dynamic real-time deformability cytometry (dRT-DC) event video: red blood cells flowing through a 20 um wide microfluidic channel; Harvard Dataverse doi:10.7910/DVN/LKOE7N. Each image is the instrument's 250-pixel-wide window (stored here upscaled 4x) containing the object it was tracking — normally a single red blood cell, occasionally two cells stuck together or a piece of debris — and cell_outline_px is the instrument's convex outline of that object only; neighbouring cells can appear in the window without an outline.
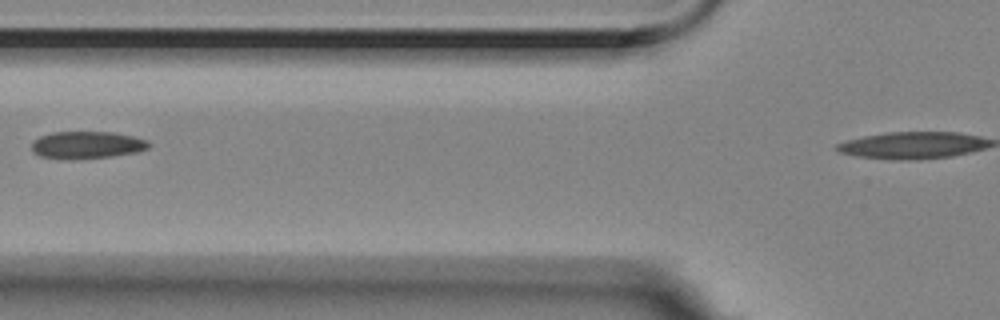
{"species": "Egyptian fruit bat (a non-hibernating species)", "species_latin": "Rousettus aegyptiacus", "temperature_condition": "room temperature", "stored_images_in_passage": 3, "segment_of_instrument_passage": [1, 2], "camera_frame_rate_fps": 3000, "um_per_image_px": 0.085, "animal": {"sex": "female"}, "frame": {"image": 1, "passage_image": 2, "time_ms": 0.333, "image_size_px": [1000, 320], "cell_outline_px": [[152, 144], [148, 148], [140, 152], [112, 156], [76, 160], [64, 160], [40, 156], [32, 152], [32, 140], [40, 136], [52, 132], [112, 132], [132, 136], [148, 140]], "centroid_in_image_um": [7.38, 12.34], "position_along_channel_um": 118.4, "area_um2": 19.07}}